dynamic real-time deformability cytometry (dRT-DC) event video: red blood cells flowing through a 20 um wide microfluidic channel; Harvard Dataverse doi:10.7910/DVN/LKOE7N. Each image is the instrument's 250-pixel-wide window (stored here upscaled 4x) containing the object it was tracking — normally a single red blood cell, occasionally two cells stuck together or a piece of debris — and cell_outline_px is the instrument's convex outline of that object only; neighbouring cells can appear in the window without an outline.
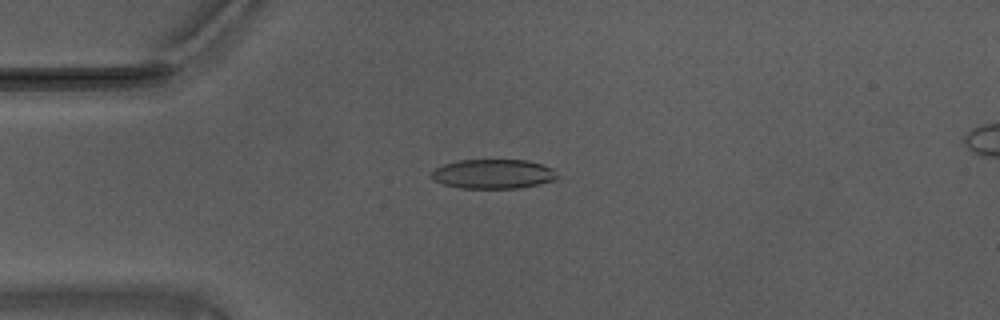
{"species": "Egyptian fruit bat (a non-hibernating species)", "species_latin": "Rousettus aegyptiacus", "temperature_condition": "warm", "stored_images_in_passage": 55, "camera_frame_rate_fps": 3000, "um_per_image_px": 0.085, "animal": {"sex": "male"}, "frame": {"image": 1, "passage_image": 14, "time_ms": 4.333, "image_size_px": [1000, 320], "cell_outline_px": [[560, 176], [556, 180], [520, 188], [460, 188], [444, 184], [432, 180], [428, 176], [436, 168], [444, 164], [456, 160], [528, 160], [552, 168]], "centroid_in_image_um": [41.91, 14.79], "position_along_channel_um": 43.1, "area_um2": 21.73}}
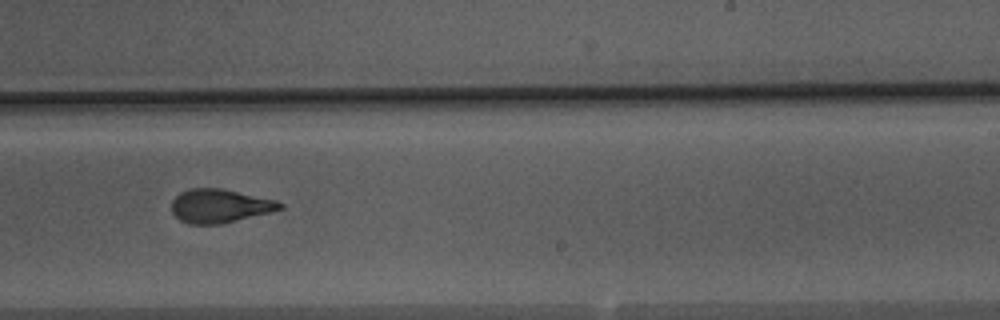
{"frame": {"image": 2, "passage_image": 34, "time_ms": 11.0, "image_size_px": [1000, 320], "cell_outline_px": [[284, 208], [272, 212], [220, 224], [188, 224], [180, 220], [172, 212], [172, 200], [180, 192], [188, 188], [220, 188], [276, 200], [284, 204]], "centroid_in_image_um": [18.68, 17.5], "position_along_channel_um": 270.3, "area_um2": 21.27}}
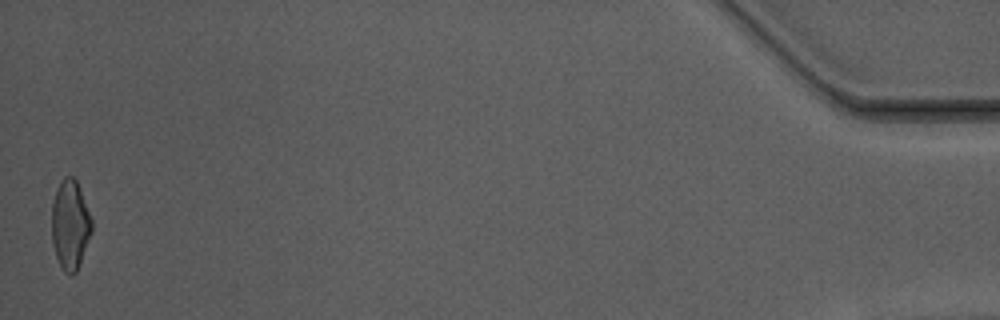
{"frame": {"image": 3, "passage_image": 55, "time_ms": 18.0, "image_size_px": [1000, 320], "cell_outline_px": [[92, 232], [76, 272], [72, 276], [68, 276], [64, 272], [56, 256], [52, 240], [52, 204], [56, 188], [60, 180], [64, 176], [72, 176], [76, 180], [80, 188], [92, 220]], "centroid_in_image_um": [5.96, 19.09], "position_along_channel_um": 429.2, "area_um2": 20.92}, "authors_computed_cell_mechanics": {"area_um2": 21.7328, "velocity_mm_per_s": 3.7247, "shape_relaxation_time_tau1_ms": 6.3746, "shape_relaxation_time_tau2_ms": 1.4118, "deformation_change_tau1": 0.2218, "deformation_change_tau2": 0.0812}}